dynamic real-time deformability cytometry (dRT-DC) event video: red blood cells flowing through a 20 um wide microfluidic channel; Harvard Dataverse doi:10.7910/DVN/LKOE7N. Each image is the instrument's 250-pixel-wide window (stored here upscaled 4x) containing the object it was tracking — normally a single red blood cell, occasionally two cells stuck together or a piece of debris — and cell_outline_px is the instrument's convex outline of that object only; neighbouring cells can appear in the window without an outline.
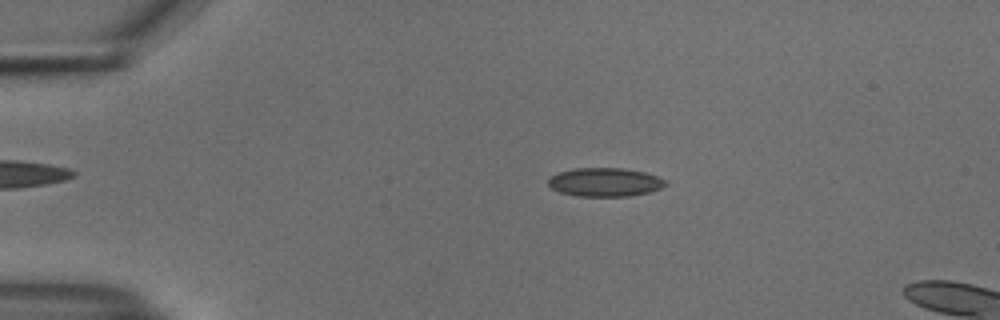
{"species": "common noctule bat (a hibernating species)", "species_latin": "Nyctalus noctula", "temperature_condition": "cold", "stored_images_in_passage": 55, "segment_of_instrument_passage": [1, 2], "camera_frame_rate_fps": 3000, "um_per_image_px": 0.085, "animal": {"sex": "male", "body_mass_g": 18.8}, "frame": {"image": 1, "passage_image": 11, "time_ms": 3.333, "image_size_px": [1000, 320], "cell_outline_px": [[668, 184], [660, 188], [648, 192], [628, 196], [576, 196], [560, 192], [552, 188], [548, 184], [548, 180], [552, 176], [560, 172], [572, 168], [620, 168], [644, 172], [668, 180]], "centroid_in_image_um": [51.43, 15.48], "position_along_channel_um": 33.6, "area_um2": 19.48}}
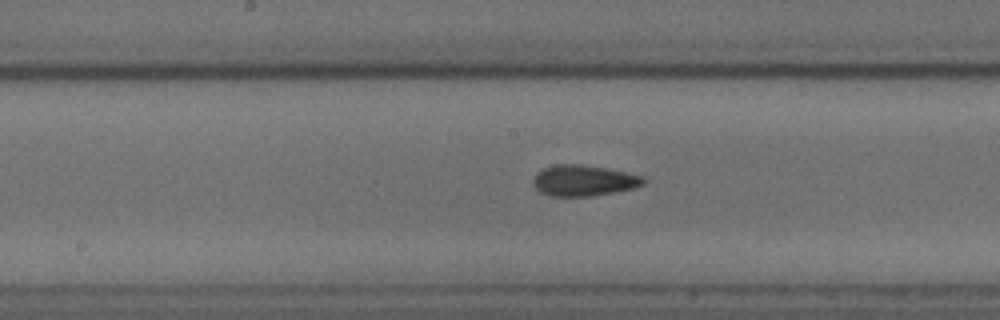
{"frame": {"image": 2, "passage_image": 28, "time_ms": 9.0, "image_size_px": [1000, 320], "cell_outline_px": [[648, 180], [644, 184], [636, 188], [592, 196], [548, 196], [540, 192], [532, 184], [532, 180], [536, 172], [544, 168], [556, 164], [580, 164], [604, 168], [644, 176]], "centroid_in_image_um": [49.61, 15.35], "position_along_channel_um": 198.6, "area_um2": 20.06}}
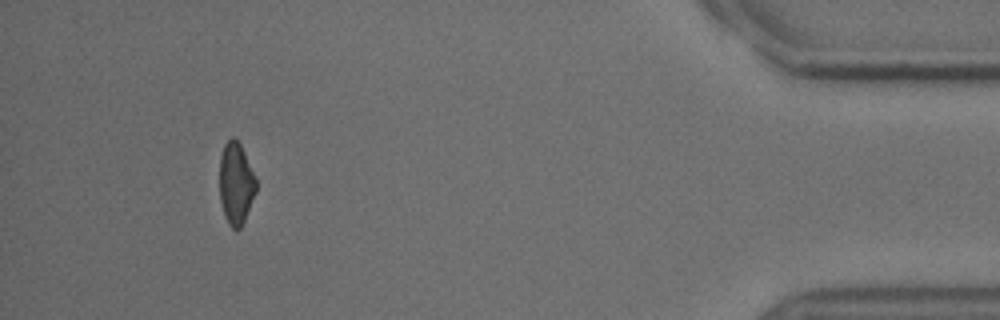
{"frame": {"image": 3, "passage_image": 50, "time_ms": 16.333, "image_size_px": [1000, 320], "cell_outline_px": [[256, 192], [244, 220], [240, 228], [232, 228], [228, 224], [224, 216], [220, 200], [220, 156], [224, 144], [232, 136], [240, 144], [244, 152], [256, 180]], "centroid_in_image_um": [20.04, 15.6], "position_along_channel_um": 415.2, "area_um2": 17.22}}